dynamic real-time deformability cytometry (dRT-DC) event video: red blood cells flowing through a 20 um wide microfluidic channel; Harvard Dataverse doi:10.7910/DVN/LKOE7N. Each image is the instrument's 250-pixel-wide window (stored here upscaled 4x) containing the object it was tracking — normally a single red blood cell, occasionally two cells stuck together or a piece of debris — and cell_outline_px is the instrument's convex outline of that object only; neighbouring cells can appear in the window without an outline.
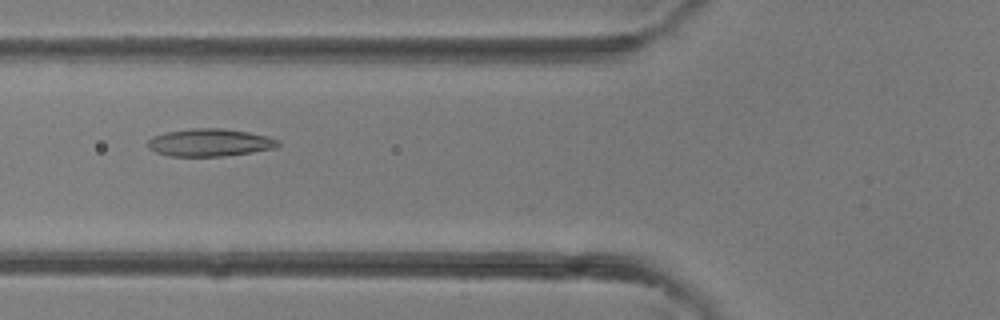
{"species": "common noctule bat (a hibernating species)", "species_latin": "Nyctalus noctula", "temperature_condition": "room temperature", "stored_images_in_passage": 39, "camera_frame_rate_fps": 3000, "um_per_image_px": 0.085, "animal": {"sex": "female"}, "frame": {"image": 1, "passage_image": 15, "time_ms": 4.667, "image_size_px": [1000, 320], "cell_outline_px": [[280, 144], [276, 148], [252, 152], [224, 156], [168, 156], [156, 152], [148, 148], [144, 144], [152, 136], [164, 132], [192, 128], [224, 128], [248, 132], [268, 136], [280, 140]], "centroid_in_image_um": [17.81, 12.11], "position_along_channel_um": 108.0, "area_um2": 21.27}}
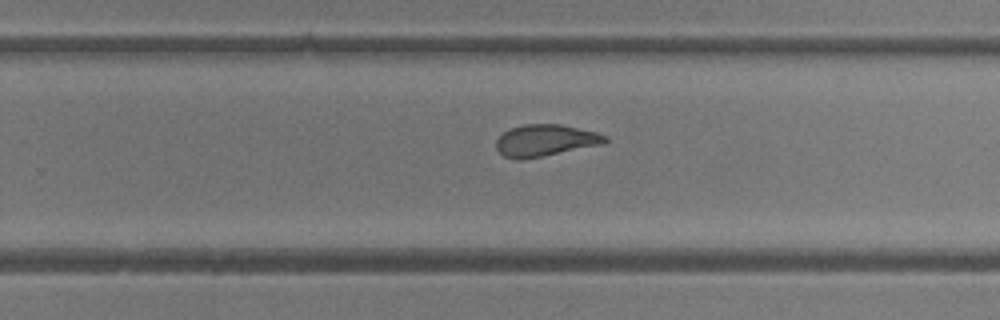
{"frame": {"image": 2, "passage_image": 25, "time_ms": 8.0, "image_size_px": [1000, 320], "cell_outline_px": [[608, 140], [604, 144], [520, 160], [516, 160], [504, 156], [496, 148], [496, 140], [504, 132], [512, 128], [524, 124], [560, 124], [596, 132], [608, 136]], "centroid_in_image_um": [46.36, 11.93], "position_along_channel_um": 283.4, "area_um2": 20.0}}
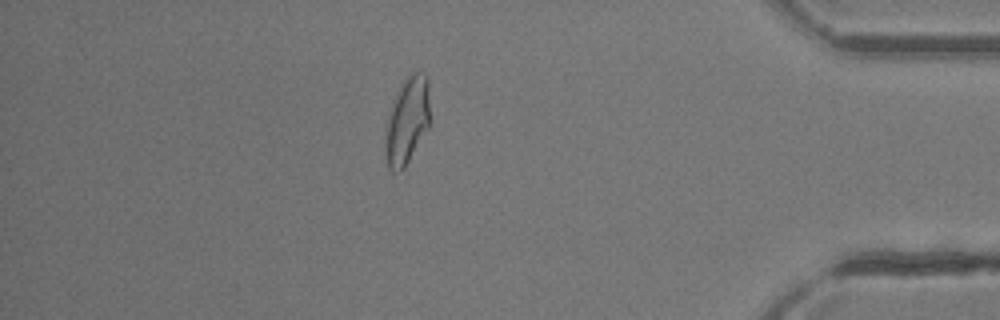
{"frame": {"image": 3, "passage_image": 34, "time_ms": 11.0, "image_size_px": [1000, 320], "cell_outline_px": [[428, 128], [404, 168], [396, 172], [392, 172], [388, 168], [384, 156], [384, 136], [388, 112], [396, 92], [400, 84], [408, 76], [416, 72], [428, 76]], "centroid_in_image_um": [34.54, 10.3], "position_along_channel_um": 400.7, "area_um2": 22.72}}